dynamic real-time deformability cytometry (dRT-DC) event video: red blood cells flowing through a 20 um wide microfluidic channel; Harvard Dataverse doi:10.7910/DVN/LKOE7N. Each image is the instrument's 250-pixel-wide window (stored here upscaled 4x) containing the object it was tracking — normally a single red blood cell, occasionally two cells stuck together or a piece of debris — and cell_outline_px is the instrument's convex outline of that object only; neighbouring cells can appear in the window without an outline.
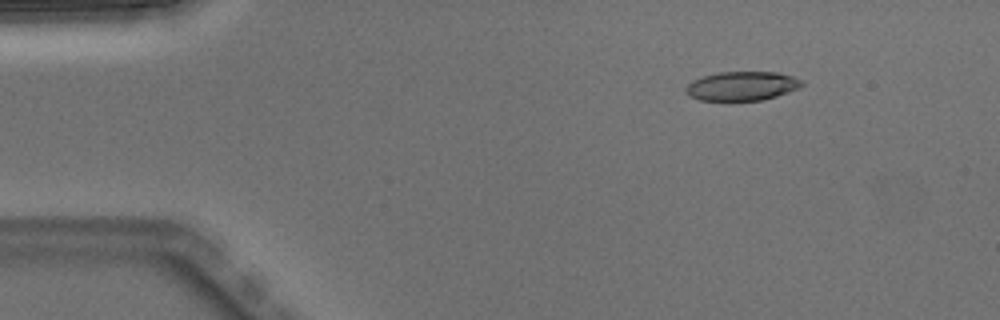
{"species": "Egyptian fruit bat (a non-hibernating species)", "species_latin": "Rousettus aegyptiacus", "temperature_condition": "warm", "stored_images_in_passage": 4, "camera_frame_rate_fps": 3000, "um_per_image_px": 0.085, "animal": {"sex": "male"}, "frame": {"image": 1, "passage_image": 2, "time_ms": 0.333, "image_size_px": [1000, 320], "cell_outline_px": [[804, 84], [800, 88], [776, 96], [760, 100], [732, 104], [724, 104], [700, 100], [688, 96], [684, 92], [684, 88], [692, 80], [716, 72], [780, 72], [792, 76], [800, 80]], "centroid_in_image_um": [62.99, 7.37], "position_along_channel_um": 22.0, "area_um2": 20.69}}